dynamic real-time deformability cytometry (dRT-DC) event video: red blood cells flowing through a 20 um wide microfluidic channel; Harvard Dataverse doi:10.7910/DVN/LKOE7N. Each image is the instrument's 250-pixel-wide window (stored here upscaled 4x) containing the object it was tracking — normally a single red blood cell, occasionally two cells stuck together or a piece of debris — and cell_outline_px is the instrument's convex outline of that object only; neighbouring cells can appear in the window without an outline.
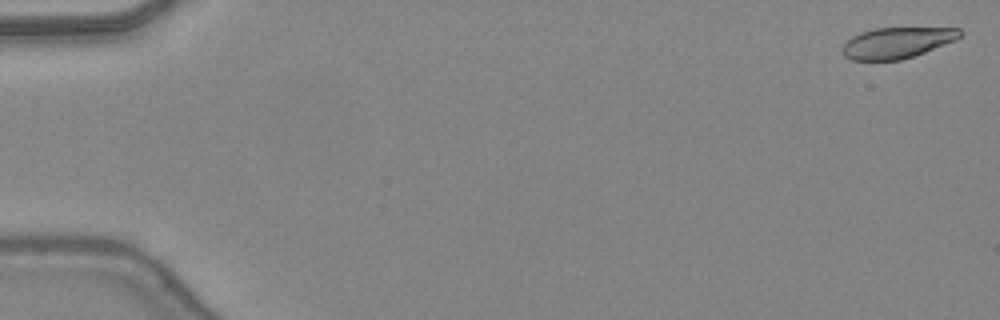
{"species": "common noctule bat (a hibernating species)", "species_latin": "Nyctalus noctula", "temperature_condition": "warm", "stored_images_in_passage": 47, "camera_frame_rate_fps": 3000, "um_per_image_px": 0.085, "animal": {"sex": "female", "body_mass_g": 24.6, "forearm_length_mm": 56.2}, "frame": {"image": 1, "passage_image": 1, "time_ms": 0.0, "image_size_px": [1000, 320], "cell_outline_px": [[964, 32], [956, 40], [924, 52], [900, 60], [852, 60], [844, 56], [840, 52], [840, 48], [852, 36], [860, 32], [876, 28], [960, 28]], "centroid_in_image_um": [76.21, 3.63], "position_along_channel_um": 8.8, "area_um2": 21.21}}
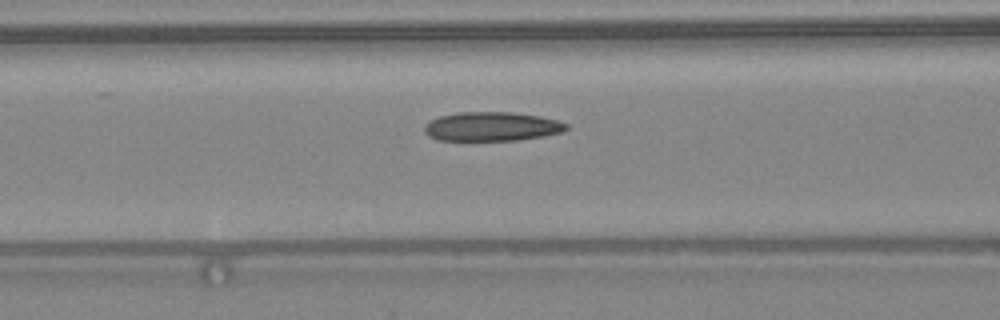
{"frame": {"image": 2, "passage_image": 20, "time_ms": 6.333, "image_size_px": [1000, 320], "cell_outline_px": [[568, 128], [560, 132], [544, 136], [520, 140], [436, 140], [428, 136], [424, 132], [424, 124], [440, 116], [460, 112], [512, 112], [540, 116], [556, 120], [568, 124]], "centroid_in_image_um": [41.78, 10.75], "position_along_channel_um": 124.8, "area_um2": 24.04}}
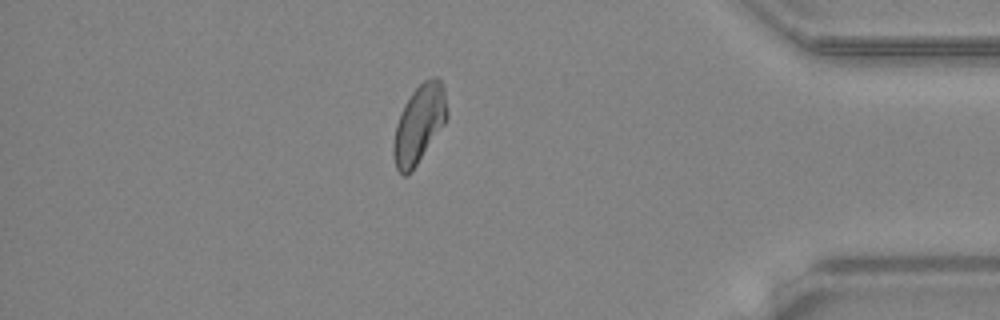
{"frame": {"image": 3, "passage_image": 41, "time_ms": 13.333, "image_size_px": [1000, 320], "cell_outline_px": [[448, 116], [444, 124], [412, 172], [408, 176], [404, 176], [396, 168], [392, 152], [392, 144], [396, 124], [404, 104], [412, 92], [424, 80], [432, 76], [436, 76], [440, 80], [444, 88], [448, 112]], "centroid_in_image_um": [35.62, 10.55], "position_along_channel_um": 399.6, "area_um2": 24.51}, "authors_computed_cell_mechanics": {"area_um2": 23.8714, "velocity_mm_per_s": 4.4108, "shape_relaxation_time_tau1_ms": 6.7453, "shape_relaxation_time_tau2_ms": 1.953, "deformation_change_tau1": 0.174, "deformation_change_tau2": 0.079}}